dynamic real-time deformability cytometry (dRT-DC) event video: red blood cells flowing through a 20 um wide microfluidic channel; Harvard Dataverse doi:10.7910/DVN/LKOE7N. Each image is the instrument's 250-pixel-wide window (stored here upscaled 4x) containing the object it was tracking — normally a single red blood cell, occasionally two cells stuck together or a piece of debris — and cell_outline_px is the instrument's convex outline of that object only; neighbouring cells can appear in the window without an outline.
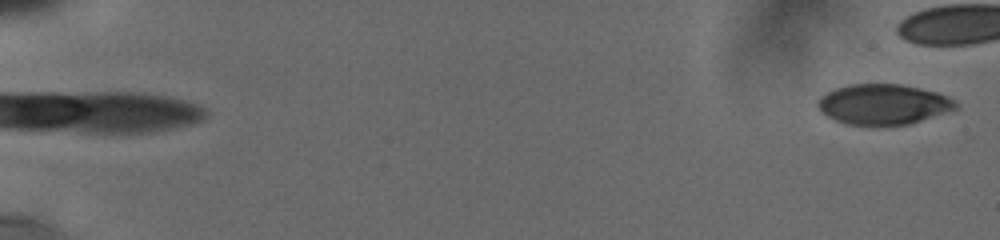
{"species": "human", "species_latin": "Homo sapiens", "temperature_condition": "cold", "stored_images_in_passage": 15, "camera_frame_rate_fps": 3000, "um_per_image_px": 0.085, "donor": {"sex": "male"}, "frame": {"image": 1, "passage_image": 1, "time_ms": 0.0, "image_size_px": [1000, 240], "cell_outline_px": [[956, 108], [908, 124], [848, 124], [836, 120], [820, 112], [816, 104], [820, 96], [836, 88], [848, 84], [900, 84], [920, 88], [936, 92], [948, 96], [956, 100]], "centroid_in_image_um": [75.04, 8.84], "position_along_channel_um": 10.0, "area_um2": 31.91}}